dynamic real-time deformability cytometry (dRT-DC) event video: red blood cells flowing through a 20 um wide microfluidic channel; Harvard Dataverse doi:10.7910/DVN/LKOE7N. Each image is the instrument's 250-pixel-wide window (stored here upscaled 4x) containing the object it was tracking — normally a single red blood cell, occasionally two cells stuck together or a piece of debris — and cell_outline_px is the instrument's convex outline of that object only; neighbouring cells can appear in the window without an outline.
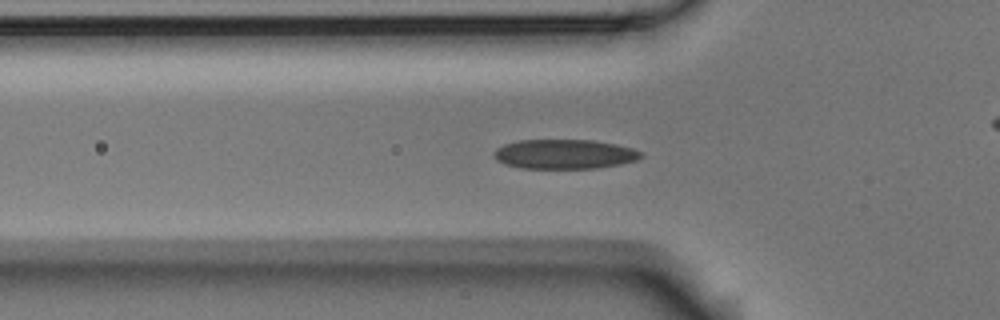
{"species": "Egyptian fruit bat (a non-hibernating species)", "species_latin": "Rousettus aegyptiacus", "temperature_condition": "room temperature", "stored_images_in_passage": 46, "camera_frame_rate_fps": 3000, "um_per_image_px": 0.085, "animal": {"sex": "male"}, "frame": {"image": 1, "passage_image": 9, "time_ms": 2.667, "image_size_px": [1000, 320], "cell_outline_px": [[644, 156], [636, 160], [620, 164], [596, 168], [520, 168], [504, 164], [496, 160], [492, 156], [492, 152], [496, 148], [504, 144], [520, 140], [592, 140], [616, 144], [632, 148], [644, 152]], "centroid_in_image_um": [47.96, 13.1], "position_along_channel_um": 77.8, "area_um2": 25.49}}
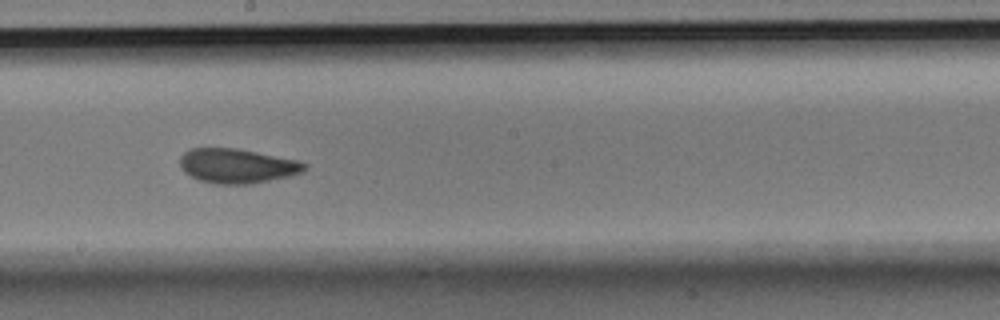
{"frame": {"image": 2, "passage_image": 21, "time_ms": 6.667, "image_size_px": [1000, 320], "cell_outline_px": [[308, 168], [292, 176], [252, 184], [216, 184], [200, 180], [184, 172], [180, 168], [180, 156], [188, 148], [236, 148], [296, 160], [308, 164]], "centroid_in_image_um": [20.15, 14.1], "position_along_channel_um": 228.1, "area_um2": 25.14}}
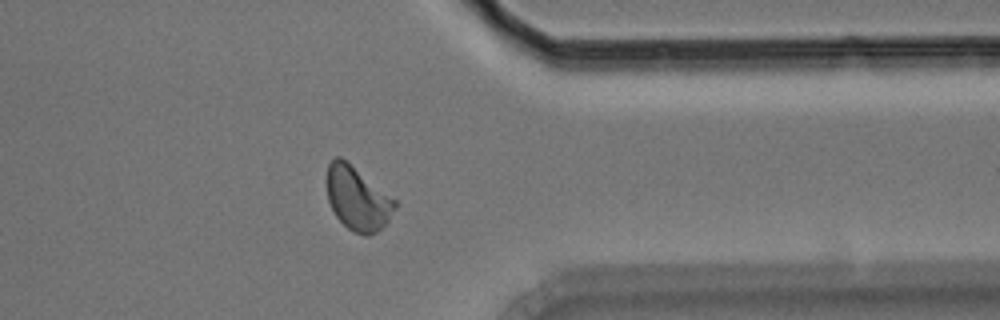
{"frame": {"image": 3, "passage_image": 34, "time_ms": 11.0, "image_size_px": [1000, 320], "cell_outline_px": [[396, 208], [388, 220], [376, 232], [368, 236], [364, 236], [348, 228], [336, 216], [328, 200], [324, 180], [328, 164], [336, 156], [340, 156], [396, 200]], "centroid_in_image_um": [30.34, 16.85], "position_along_channel_um": 381.1, "area_um2": 25.14}, "authors_computed_cell_mechanics": {"area_um2": 24.6228, "velocity_mm_per_s": 3.733, "shape_relaxation_time_tau1_ms": 3.3427, "shape_relaxation_time_tau2_ms": 1.3901, "deformation_change_tau1": 0.123, "deformation_change_tau2": 0.0745}}